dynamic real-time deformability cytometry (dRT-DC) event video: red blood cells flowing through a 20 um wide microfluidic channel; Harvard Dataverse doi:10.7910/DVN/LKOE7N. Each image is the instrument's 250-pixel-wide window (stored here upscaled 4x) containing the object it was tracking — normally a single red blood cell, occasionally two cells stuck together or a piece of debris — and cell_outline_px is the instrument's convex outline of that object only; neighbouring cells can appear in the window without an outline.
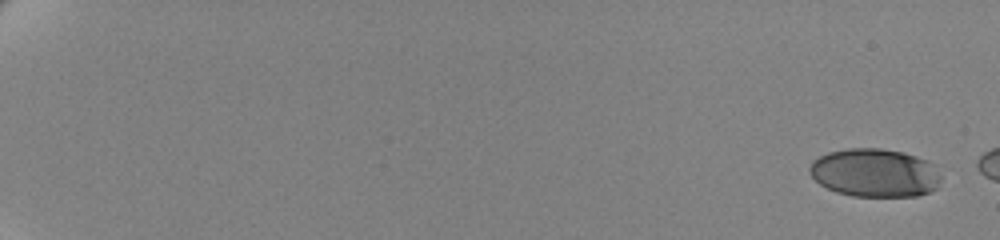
{"species": "human", "species_latin": "Homo sapiens", "temperature_condition": "cold", "stored_images_in_passage": 13, "camera_frame_rate_fps": 3000, "um_per_image_px": 0.085, "donor": {"sex": "female"}, "frame": {"image": 1, "passage_image": 1, "time_ms": 0.0, "image_size_px": [1000, 240], "cell_outline_px": [[940, 180], [936, 188], [928, 192], [916, 196], [852, 196], [836, 192], [820, 184], [808, 172], [808, 168], [812, 160], [828, 152], [848, 148], [880, 148], [904, 152], [916, 156], [932, 164], [940, 176]], "centroid_in_image_um": [74.31, 14.68], "position_along_channel_um": 10.7, "area_um2": 36.99}}